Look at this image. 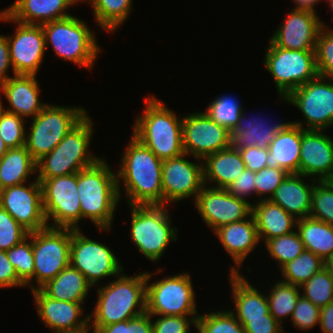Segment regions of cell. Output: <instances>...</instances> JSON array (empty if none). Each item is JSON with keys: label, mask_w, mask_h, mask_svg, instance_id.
I'll return each mask as SVG.
<instances>
[{"label": "cell", "mask_w": 333, "mask_h": 333, "mask_svg": "<svg viewBox=\"0 0 333 333\" xmlns=\"http://www.w3.org/2000/svg\"><path fill=\"white\" fill-rule=\"evenodd\" d=\"M122 155L117 174L125 185L129 206L163 205L162 160L133 136Z\"/></svg>", "instance_id": "obj_1"}, {"label": "cell", "mask_w": 333, "mask_h": 333, "mask_svg": "<svg viewBox=\"0 0 333 333\" xmlns=\"http://www.w3.org/2000/svg\"><path fill=\"white\" fill-rule=\"evenodd\" d=\"M116 278L106 286L97 288L98 301L89 315V322L92 316L94 319L90 323V330L91 327L101 328L130 320L146 312V272L134 277L121 272Z\"/></svg>", "instance_id": "obj_2"}, {"label": "cell", "mask_w": 333, "mask_h": 333, "mask_svg": "<svg viewBox=\"0 0 333 333\" xmlns=\"http://www.w3.org/2000/svg\"><path fill=\"white\" fill-rule=\"evenodd\" d=\"M105 159L77 173L81 220L89 218L100 229L110 230L119 203L117 174L110 171Z\"/></svg>", "instance_id": "obj_3"}, {"label": "cell", "mask_w": 333, "mask_h": 333, "mask_svg": "<svg viewBox=\"0 0 333 333\" xmlns=\"http://www.w3.org/2000/svg\"><path fill=\"white\" fill-rule=\"evenodd\" d=\"M145 112L136 118L133 137L148 147L159 159L184 154L182 119L155 96L146 97Z\"/></svg>", "instance_id": "obj_4"}, {"label": "cell", "mask_w": 333, "mask_h": 333, "mask_svg": "<svg viewBox=\"0 0 333 333\" xmlns=\"http://www.w3.org/2000/svg\"><path fill=\"white\" fill-rule=\"evenodd\" d=\"M93 133V123L86 114L51 152L36 162L37 179L66 176L94 165L100 158L88 152Z\"/></svg>", "instance_id": "obj_5"}, {"label": "cell", "mask_w": 333, "mask_h": 333, "mask_svg": "<svg viewBox=\"0 0 333 333\" xmlns=\"http://www.w3.org/2000/svg\"><path fill=\"white\" fill-rule=\"evenodd\" d=\"M46 47L50 43L56 56L92 69L101 51L89 26L75 16L42 24ZM48 43V44H47Z\"/></svg>", "instance_id": "obj_6"}, {"label": "cell", "mask_w": 333, "mask_h": 333, "mask_svg": "<svg viewBox=\"0 0 333 333\" xmlns=\"http://www.w3.org/2000/svg\"><path fill=\"white\" fill-rule=\"evenodd\" d=\"M166 205L130 206L131 238L137 249L152 262L159 260L170 241H177Z\"/></svg>", "instance_id": "obj_7"}, {"label": "cell", "mask_w": 333, "mask_h": 333, "mask_svg": "<svg viewBox=\"0 0 333 333\" xmlns=\"http://www.w3.org/2000/svg\"><path fill=\"white\" fill-rule=\"evenodd\" d=\"M83 107L47 105L32 119L25 147L37 162L51 152L85 115Z\"/></svg>", "instance_id": "obj_8"}, {"label": "cell", "mask_w": 333, "mask_h": 333, "mask_svg": "<svg viewBox=\"0 0 333 333\" xmlns=\"http://www.w3.org/2000/svg\"><path fill=\"white\" fill-rule=\"evenodd\" d=\"M265 54V66L281 98L285 99L292 91L318 75L315 50H289L270 42Z\"/></svg>", "instance_id": "obj_9"}, {"label": "cell", "mask_w": 333, "mask_h": 333, "mask_svg": "<svg viewBox=\"0 0 333 333\" xmlns=\"http://www.w3.org/2000/svg\"><path fill=\"white\" fill-rule=\"evenodd\" d=\"M152 274L146 272V312L149 315L198 317L189 273L169 276L149 284Z\"/></svg>", "instance_id": "obj_10"}, {"label": "cell", "mask_w": 333, "mask_h": 333, "mask_svg": "<svg viewBox=\"0 0 333 333\" xmlns=\"http://www.w3.org/2000/svg\"><path fill=\"white\" fill-rule=\"evenodd\" d=\"M72 229L46 227L32 232L34 278L41 288L70 265Z\"/></svg>", "instance_id": "obj_11"}, {"label": "cell", "mask_w": 333, "mask_h": 333, "mask_svg": "<svg viewBox=\"0 0 333 333\" xmlns=\"http://www.w3.org/2000/svg\"><path fill=\"white\" fill-rule=\"evenodd\" d=\"M42 188L43 208L49 227L78 230L81 220L77 173L50 179H37Z\"/></svg>", "instance_id": "obj_12"}, {"label": "cell", "mask_w": 333, "mask_h": 333, "mask_svg": "<svg viewBox=\"0 0 333 333\" xmlns=\"http://www.w3.org/2000/svg\"><path fill=\"white\" fill-rule=\"evenodd\" d=\"M70 265L83 274L92 287L101 278L117 277L123 272L119 260L111 249L89 239L80 232V229H72Z\"/></svg>", "instance_id": "obj_13"}, {"label": "cell", "mask_w": 333, "mask_h": 333, "mask_svg": "<svg viewBox=\"0 0 333 333\" xmlns=\"http://www.w3.org/2000/svg\"><path fill=\"white\" fill-rule=\"evenodd\" d=\"M282 100L303 113L308 125L306 130L324 132V129L333 126V79L317 75Z\"/></svg>", "instance_id": "obj_14"}, {"label": "cell", "mask_w": 333, "mask_h": 333, "mask_svg": "<svg viewBox=\"0 0 333 333\" xmlns=\"http://www.w3.org/2000/svg\"><path fill=\"white\" fill-rule=\"evenodd\" d=\"M182 143L184 153L200 162L230 147V131L206 112L191 113L182 119Z\"/></svg>", "instance_id": "obj_15"}, {"label": "cell", "mask_w": 333, "mask_h": 333, "mask_svg": "<svg viewBox=\"0 0 333 333\" xmlns=\"http://www.w3.org/2000/svg\"><path fill=\"white\" fill-rule=\"evenodd\" d=\"M0 20L17 23L15 34L7 36L13 75L38 74L46 50L42 25L14 21L4 10L0 12Z\"/></svg>", "instance_id": "obj_16"}, {"label": "cell", "mask_w": 333, "mask_h": 333, "mask_svg": "<svg viewBox=\"0 0 333 333\" xmlns=\"http://www.w3.org/2000/svg\"><path fill=\"white\" fill-rule=\"evenodd\" d=\"M23 184L4 188L0 193V206L27 231L48 227L43 208L42 188L35 179L28 187Z\"/></svg>", "instance_id": "obj_17"}, {"label": "cell", "mask_w": 333, "mask_h": 333, "mask_svg": "<svg viewBox=\"0 0 333 333\" xmlns=\"http://www.w3.org/2000/svg\"><path fill=\"white\" fill-rule=\"evenodd\" d=\"M203 221L213 231L219 227L246 219L252 214V205L246 199L231 195L227 189L202 187L194 199Z\"/></svg>", "instance_id": "obj_18"}, {"label": "cell", "mask_w": 333, "mask_h": 333, "mask_svg": "<svg viewBox=\"0 0 333 333\" xmlns=\"http://www.w3.org/2000/svg\"><path fill=\"white\" fill-rule=\"evenodd\" d=\"M186 155L162 160L163 205L190 196L196 199L204 186V164L190 162Z\"/></svg>", "instance_id": "obj_19"}, {"label": "cell", "mask_w": 333, "mask_h": 333, "mask_svg": "<svg viewBox=\"0 0 333 333\" xmlns=\"http://www.w3.org/2000/svg\"><path fill=\"white\" fill-rule=\"evenodd\" d=\"M35 299L40 319L54 333H88L90 331L89 316L83 315L82 303L55 300L47 296L41 289L30 286Z\"/></svg>", "instance_id": "obj_20"}, {"label": "cell", "mask_w": 333, "mask_h": 333, "mask_svg": "<svg viewBox=\"0 0 333 333\" xmlns=\"http://www.w3.org/2000/svg\"><path fill=\"white\" fill-rule=\"evenodd\" d=\"M320 22L316 12L294 8L275 30L270 42L289 50H315Z\"/></svg>", "instance_id": "obj_21"}, {"label": "cell", "mask_w": 333, "mask_h": 333, "mask_svg": "<svg viewBox=\"0 0 333 333\" xmlns=\"http://www.w3.org/2000/svg\"><path fill=\"white\" fill-rule=\"evenodd\" d=\"M299 174L314 179L316 175L318 181L333 178V139L322 130L302 128Z\"/></svg>", "instance_id": "obj_22"}, {"label": "cell", "mask_w": 333, "mask_h": 333, "mask_svg": "<svg viewBox=\"0 0 333 333\" xmlns=\"http://www.w3.org/2000/svg\"><path fill=\"white\" fill-rule=\"evenodd\" d=\"M1 92L7 98L11 108L6 111L27 118L36 117L47 104L41 103L40 88L36 75L15 74L0 83Z\"/></svg>", "instance_id": "obj_23"}, {"label": "cell", "mask_w": 333, "mask_h": 333, "mask_svg": "<svg viewBox=\"0 0 333 333\" xmlns=\"http://www.w3.org/2000/svg\"><path fill=\"white\" fill-rule=\"evenodd\" d=\"M248 219L223 225L214 231L226 252L232 257L234 264L237 265L232 267L230 273H239L240 264L242 265L246 257L260 243L253 214Z\"/></svg>", "instance_id": "obj_24"}, {"label": "cell", "mask_w": 333, "mask_h": 333, "mask_svg": "<svg viewBox=\"0 0 333 333\" xmlns=\"http://www.w3.org/2000/svg\"><path fill=\"white\" fill-rule=\"evenodd\" d=\"M302 122H289L274 136L268 147L267 167L282 168L289 174H299Z\"/></svg>", "instance_id": "obj_25"}, {"label": "cell", "mask_w": 333, "mask_h": 333, "mask_svg": "<svg viewBox=\"0 0 333 333\" xmlns=\"http://www.w3.org/2000/svg\"><path fill=\"white\" fill-rule=\"evenodd\" d=\"M81 0H16L3 9L14 21L42 25L70 17L66 10Z\"/></svg>", "instance_id": "obj_26"}, {"label": "cell", "mask_w": 333, "mask_h": 333, "mask_svg": "<svg viewBox=\"0 0 333 333\" xmlns=\"http://www.w3.org/2000/svg\"><path fill=\"white\" fill-rule=\"evenodd\" d=\"M304 177L302 174H289L269 199L297 219L309 217L311 210L314 184H306Z\"/></svg>", "instance_id": "obj_27"}, {"label": "cell", "mask_w": 333, "mask_h": 333, "mask_svg": "<svg viewBox=\"0 0 333 333\" xmlns=\"http://www.w3.org/2000/svg\"><path fill=\"white\" fill-rule=\"evenodd\" d=\"M245 118V114L242 112L237 125L230 131V147L234 150L251 146H257L261 149L268 148L274 136L289 123L271 125L272 123H266L259 118H248V120Z\"/></svg>", "instance_id": "obj_28"}, {"label": "cell", "mask_w": 333, "mask_h": 333, "mask_svg": "<svg viewBox=\"0 0 333 333\" xmlns=\"http://www.w3.org/2000/svg\"><path fill=\"white\" fill-rule=\"evenodd\" d=\"M203 161L204 185L215 182L213 188L227 189L246 168L240 151L231 147L212 153Z\"/></svg>", "instance_id": "obj_29"}, {"label": "cell", "mask_w": 333, "mask_h": 333, "mask_svg": "<svg viewBox=\"0 0 333 333\" xmlns=\"http://www.w3.org/2000/svg\"><path fill=\"white\" fill-rule=\"evenodd\" d=\"M259 239L263 241L293 232L298 219L270 200L259 199L252 205Z\"/></svg>", "instance_id": "obj_30"}, {"label": "cell", "mask_w": 333, "mask_h": 333, "mask_svg": "<svg viewBox=\"0 0 333 333\" xmlns=\"http://www.w3.org/2000/svg\"><path fill=\"white\" fill-rule=\"evenodd\" d=\"M230 284L232 288L236 319L265 318L269 314L267 296L259 293L241 274L231 273Z\"/></svg>", "instance_id": "obj_31"}, {"label": "cell", "mask_w": 333, "mask_h": 333, "mask_svg": "<svg viewBox=\"0 0 333 333\" xmlns=\"http://www.w3.org/2000/svg\"><path fill=\"white\" fill-rule=\"evenodd\" d=\"M90 287L85 276L68 265L40 289L55 300L84 303Z\"/></svg>", "instance_id": "obj_32"}, {"label": "cell", "mask_w": 333, "mask_h": 333, "mask_svg": "<svg viewBox=\"0 0 333 333\" xmlns=\"http://www.w3.org/2000/svg\"><path fill=\"white\" fill-rule=\"evenodd\" d=\"M296 222L304 248L325 262L333 259V226L310 217L298 219Z\"/></svg>", "instance_id": "obj_33"}, {"label": "cell", "mask_w": 333, "mask_h": 333, "mask_svg": "<svg viewBox=\"0 0 333 333\" xmlns=\"http://www.w3.org/2000/svg\"><path fill=\"white\" fill-rule=\"evenodd\" d=\"M36 171V161L25 145L18 148H9L0 159L2 188L26 183L29 175H34Z\"/></svg>", "instance_id": "obj_34"}, {"label": "cell", "mask_w": 333, "mask_h": 333, "mask_svg": "<svg viewBox=\"0 0 333 333\" xmlns=\"http://www.w3.org/2000/svg\"><path fill=\"white\" fill-rule=\"evenodd\" d=\"M88 3L93 6L96 23L108 32H113L126 21L132 6V0H88Z\"/></svg>", "instance_id": "obj_35"}, {"label": "cell", "mask_w": 333, "mask_h": 333, "mask_svg": "<svg viewBox=\"0 0 333 333\" xmlns=\"http://www.w3.org/2000/svg\"><path fill=\"white\" fill-rule=\"evenodd\" d=\"M324 267L326 262L322 258L305 249L300 256L280 269L285 278L282 281L301 287Z\"/></svg>", "instance_id": "obj_36"}, {"label": "cell", "mask_w": 333, "mask_h": 333, "mask_svg": "<svg viewBox=\"0 0 333 333\" xmlns=\"http://www.w3.org/2000/svg\"><path fill=\"white\" fill-rule=\"evenodd\" d=\"M300 287L284 281L276 282L270 295L267 296L269 311L272 316L282 325V318L291 316L301 296Z\"/></svg>", "instance_id": "obj_37"}, {"label": "cell", "mask_w": 333, "mask_h": 333, "mask_svg": "<svg viewBox=\"0 0 333 333\" xmlns=\"http://www.w3.org/2000/svg\"><path fill=\"white\" fill-rule=\"evenodd\" d=\"M300 289L301 295L318 307L326 306L333 302V277L330 270L324 267L313 275Z\"/></svg>", "instance_id": "obj_38"}, {"label": "cell", "mask_w": 333, "mask_h": 333, "mask_svg": "<svg viewBox=\"0 0 333 333\" xmlns=\"http://www.w3.org/2000/svg\"><path fill=\"white\" fill-rule=\"evenodd\" d=\"M312 183L316 185L311 195L309 217L333 226V183L317 179H312Z\"/></svg>", "instance_id": "obj_39"}, {"label": "cell", "mask_w": 333, "mask_h": 333, "mask_svg": "<svg viewBox=\"0 0 333 333\" xmlns=\"http://www.w3.org/2000/svg\"><path fill=\"white\" fill-rule=\"evenodd\" d=\"M268 253L280 264V269L288 262L293 261L305 250L303 241L298 232H291L264 242Z\"/></svg>", "instance_id": "obj_40"}, {"label": "cell", "mask_w": 333, "mask_h": 333, "mask_svg": "<svg viewBox=\"0 0 333 333\" xmlns=\"http://www.w3.org/2000/svg\"><path fill=\"white\" fill-rule=\"evenodd\" d=\"M29 239V241H28ZM7 258L14 266L18 278L27 286L34 279V254L32 251V232L28 237L6 250Z\"/></svg>", "instance_id": "obj_41"}, {"label": "cell", "mask_w": 333, "mask_h": 333, "mask_svg": "<svg viewBox=\"0 0 333 333\" xmlns=\"http://www.w3.org/2000/svg\"><path fill=\"white\" fill-rule=\"evenodd\" d=\"M196 328L199 333H245L233 311L224 310L198 315Z\"/></svg>", "instance_id": "obj_42"}, {"label": "cell", "mask_w": 333, "mask_h": 333, "mask_svg": "<svg viewBox=\"0 0 333 333\" xmlns=\"http://www.w3.org/2000/svg\"><path fill=\"white\" fill-rule=\"evenodd\" d=\"M239 100L230 96H219L211 101L206 113L217 123L232 131L237 125L243 108Z\"/></svg>", "instance_id": "obj_43"}, {"label": "cell", "mask_w": 333, "mask_h": 333, "mask_svg": "<svg viewBox=\"0 0 333 333\" xmlns=\"http://www.w3.org/2000/svg\"><path fill=\"white\" fill-rule=\"evenodd\" d=\"M24 118L5 110H0V136L8 148H18L25 145L26 131Z\"/></svg>", "instance_id": "obj_44"}, {"label": "cell", "mask_w": 333, "mask_h": 333, "mask_svg": "<svg viewBox=\"0 0 333 333\" xmlns=\"http://www.w3.org/2000/svg\"><path fill=\"white\" fill-rule=\"evenodd\" d=\"M320 25L315 48L317 72L319 76L333 79V29L327 30L322 22Z\"/></svg>", "instance_id": "obj_45"}, {"label": "cell", "mask_w": 333, "mask_h": 333, "mask_svg": "<svg viewBox=\"0 0 333 333\" xmlns=\"http://www.w3.org/2000/svg\"><path fill=\"white\" fill-rule=\"evenodd\" d=\"M29 233L0 206V250H9L27 238Z\"/></svg>", "instance_id": "obj_46"}, {"label": "cell", "mask_w": 333, "mask_h": 333, "mask_svg": "<svg viewBox=\"0 0 333 333\" xmlns=\"http://www.w3.org/2000/svg\"><path fill=\"white\" fill-rule=\"evenodd\" d=\"M256 174L255 188L256 194L262 196L269 193V197L263 198V200H269L273 196L275 190L289 175L287 171L282 168L265 167Z\"/></svg>", "instance_id": "obj_47"}, {"label": "cell", "mask_w": 333, "mask_h": 333, "mask_svg": "<svg viewBox=\"0 0 333 333\" xmlns=\"http://www.w3.org/2000/svg\"><path fill=\"white\" fill-rule=\"evenodd\" d=\"M320 309L301 295L291 317L293 325L303 331L313 328L320 322Z\"/></svg>", "instance_id": "obj_48"}, {"label": "cell", "mask_w": 333, "mask_h": 333, "mask_svg": "<svg viewBox=\"0 0 333 333\" xmlns=\"http://www.w3.org/2000/svg\"><path fill=\"white\" fill-rule=\"evenodd\" d=\"M187 317L162 315L152 322L154 333H190V324L196 327L198 317Z\"/></svg>", "instance_id": "obj_49"}, {"label": "cell", "mask_w": 333, "mask_h": 333, "mask_svg": "<svg viewBox=\"0 0 333 333\" xmlns=\"http://www.w3.org/2000/svg\"><path fill=\"white\" fill-rule=\"evenodd\" d=\"M237 320L244 326L245 333H285L283 326L271 313L265 315V318Z\"/></svg>", "instance_id": "obj_50"}, {"label": "cell", "mask_w": 333, "mask_h": 333, "mask_svg": "<svg viewBox=\"0 0 333 333\" xmlns=\"http://www.w3.org/2000/svg\"><path fill=\"white\" fill-rule=\"evenodd\" d=\"M255 179V172L245 168L242 175L237 177V179L227 188V191L235 197L245 199L246 196L256 193Z\"/></svg>", "instance_id": "obj_51"}, {"label": "cell", "mask_w": 333, "mask_h": 333, "mask_svg": "<svg viewBox=\"0 0 333 333\" xmlns=\"http://www.w3.org/2000/svg\"><path fill=\"white\" fill-rule=\"evenodd\" d=\"M247 169L252 172H258L259 170L267 167L268 148L261 149L257 146H251L239 150Z\"/></svg>", "instance_id": "obj_52"}, {"label": "cell", "mask_w": 333, "mask_h": 333, "mask_svg": "<svg viewBox=\"0 0 333 333\" xmlns=\"http://www.w3.org/2000/svg\"><path fill=\"white\" fill-rule=\"evenodd\" d=\"M26 286L17 276L5 250H0V288Z\"/></svg>", "instance_id": "obj_53"}, {"label": "cell", "mask_w": 333, "mask_h": 333, "mask_svg": "<svg viewBox=\"0 0 333 333\" xmlns=\"http://www.w3.org/2000/svg\"><path fill=\"white\" fill-rule=\"evenodd\" d=\"M10 65L11 61L8 39L7 36L0 35V83L7 81L10 78V76H7V71Z\"/></svg>", "instance_id": "obj_54"}, {"label": "cell", "mask_w": 333, "mask_h": 333, "mask_svg": "<svg viewBox=\"0 0 333 333\" xmlns=\"http://www.w3.org/2000/svg\"><path fill=\"white\" fill-rule=\"evenodd\" d=\"M151 319L147 312L130 319V333H154Z\"/></svg>", "instance_id": "obj_55"}, {"label": "cell", "mask_w": 333, "mask_h": 333, "mask_svg": "<svg viewBox=\"0 0 333 333\" xmlns=\"http://www.w3.org/2000/svg\"><path fill=\"white\" fill-rule=\"evenodd\" d=\"M319 326L322 333H333V302L321 307Z\"/></svg>", "instance_id": "obj_56"}, {"label": "cell", "mask_w": 333, "mask_h": 333, "mask_svg": "<svg viewBox=\"0 0 333 333\" xmlns=\"http://www.w3.org/2000/svg\"><path fill=\"white\" fill-rule=\"evenodd\" d=\"M93 333H130V320L114 323L101 328H92Z\"/></svg>", "instance_id": "obj_57"}, {"label": "cell", "mask_w": 333, "mask_h": 333, "mask_svg": "<svg viewBox=\"0 0 333 333\" xmlns=\"http://www.w3.org/2000/svg\"><path fill=\"white\" fill-rule=\"evenodd\" d=\"M321 0H293L296 3V9H306L310 11H314V5L317 4Z\"/></svg>", "instance_id": "obj_58"}, {"label": "cell", "mask_w": 333, "mask_h": 333, "mask_svg": "<svg viewBox=\"0 0 333 333\" xmlns=\"http://www.w3.org/2000/svg\"><path fill=\"white\" fill-rule=\"evenodd\" d=\"M8 149L9 148L6 146L5 142L2 140V138L0 136V159L8 151Z\"/></svg>", "instance_id": "obj_59"}, {"label": "cell", "mask_w": 333, "mask_h": 333, "mask_svg": "<svg viewBox=\"0 0 333 333\" xmlns=\"http://www.w3.org/2000/svg\"><path fill=\"white\" fill-rule=\"evenodd\" d=\"M326 267L330 270L331 275H332V277H333V259L328 260V261L326 262Z\"/></svg>", "instance_id": "obj_60"}, {"label": "cell", "mask_w": 333, "mask_h": 333, "mask_svg": "<svg viewBox=\"0 0 333 333\" xmlns=\"http://www.w3.org/2000/svg\"><path fill=\"white\" fill-rule=\"evenodd\" d=\"M330 8L333 10V1H329Z\"/></svg>", "instance_id": "obj_61"}, {"label": "cell", "mask_w": 333, "mask_h": 333, "mask_svg": "<svg viewBox=\"0 0 333 333\" xmlns=\"http://www.w3.org/2000/svg\"><path fill=\"white\" fill-rule=\"evenodd\" d=\"M0 91H1V85H0ZM2 100L0 99V110L2 109Z\"/></svg>", "instance_id": "obj_62"}, {"label": "cell", "mask_w": 333, "mask_h": 333, "mask_svg": "<svg viewBox=\"0 0 333 333\" xmlns=\"http://www.w3.org/2000/svg\"><path fill=\"white\" fill-rule=\"evenodd\" d=\"M2 190H3V188H2V183H1V180H0V193H1Z\"/></svg>", "instance_id": "obj_63"}]
</instances>
